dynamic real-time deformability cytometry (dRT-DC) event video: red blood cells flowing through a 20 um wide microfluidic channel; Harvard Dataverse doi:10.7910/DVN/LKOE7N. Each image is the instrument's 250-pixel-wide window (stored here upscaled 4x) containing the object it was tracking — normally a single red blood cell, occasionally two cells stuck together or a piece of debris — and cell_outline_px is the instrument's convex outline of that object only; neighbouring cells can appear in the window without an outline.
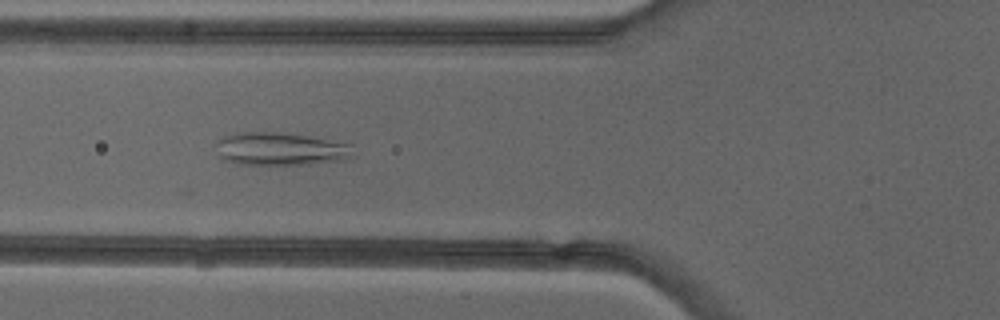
{"species": "common noctule bat (a hibernating species)", "species_latin": "Nyctalus noctula", "temperature_condition": "cold", "stored_images_in_passage": 35, "camera_frame_rate_fps": 3000, "um_per_image_px": 0.085, "animal": {"sex": "female"}, "frame": {"image": 1, "passage_image": 6, "time_ms": 1.667, "image_size_px": [1000, 320], "cell_outline_px": [[356, 156], [352, 160], [308, 164], [236, 164], [220, 160], [216, 144], [216, 140], [220, 136], [236, 132], [280, 132], [308, 136], [352, 144]], "centroid_in_image_um": [23.86, 12.66], "position_along_channel_um": 101.9, "area_um2": 27.11}}
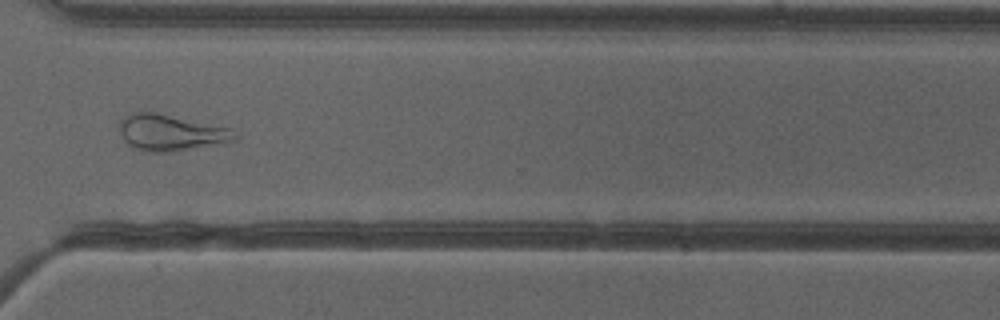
{"frame": {"image": 2, "passage_image": 25, "time_ms": 8.0, "image_size_px": [1000, 320], "cell_outline_px": [[236, 140], [224, 144], [172, 152], [148, 152], [136, 148], [128, 144], [124, 140], [120, 132], [120, 120], [128, 112], [156, 112], [232, 128], [236, 132]], "centroid_in_image_um": [14.56, 11.28], "position_along_channel_um": 356.0, "area_um2": 24.74}, "authors_computed_cell_mechanics": {"area_um2": 23.5246, "velocity_mm_per_s": 4.0057, "shape_relaxation_time_tau1_ms": null, "shape_relaxation_time_tau2_ms": 2.4466, "deformation_change_tau1": null, "deformation_change_tau2": 0.1252}}